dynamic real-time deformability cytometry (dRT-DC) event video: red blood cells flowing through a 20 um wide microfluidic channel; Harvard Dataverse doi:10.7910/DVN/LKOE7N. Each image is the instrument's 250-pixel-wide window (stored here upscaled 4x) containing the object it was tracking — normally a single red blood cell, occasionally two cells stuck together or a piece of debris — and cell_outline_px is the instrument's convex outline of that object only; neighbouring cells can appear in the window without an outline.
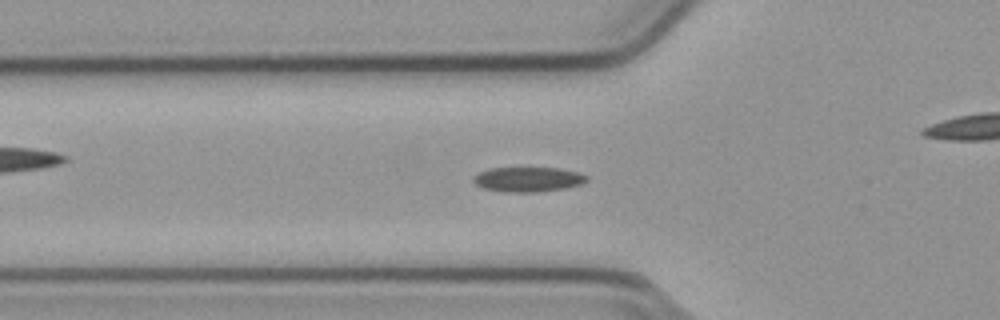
{"species": "common noctule bat (a hibernating species)", "species_latin": "Nyctalus noctula", "temperature_condition": "cold", "stored_images_in_passage": 43, "camera_frame_rate_fps": 3000, "um_per_image_px": 0.085, "animal": {"sex": "male", "body_mass_g": 23.1, "forearm_length_mm": 52.7}, "frame": {"image": 1, "passage_image": 12, "time_ms": 3.667, "image_size_px": [1000, 320], "cell_outline_px": [[588, 180], [580, 184], [564, 188], [536, 192], [504, 192], [484, 188], [476, 184], [472, 180], [480, 172], [492, 168], [556, 168], [576, 172], [588, 176]], "centroid_in_image_um": [44.88, 15.25], "position_along_channel_um": 80.9, "area_um2": 16.07}}
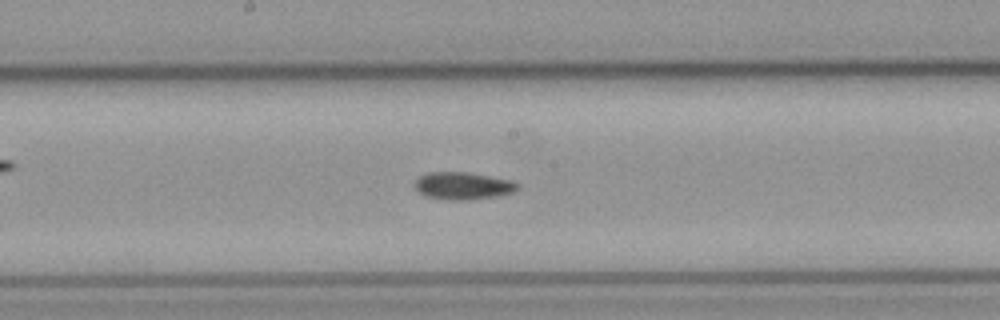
{"frame": {"image": 2, "passage_image": 22, "time_ms": 7.0, "image_size_px": [1000, 320], "cell_outline_px": [[520, 188], [512, 192], [500, 196], [468, 200], [452, 200], [424, 196], [416, 192], [412, 184], [420, 176], [428, 172], [464, 172], [512, 180], [520, 184]], "centroid_in_image_um": [39.33, 15.8], "position_along_channel_um": 208.9, "area_um2": 16.65}}
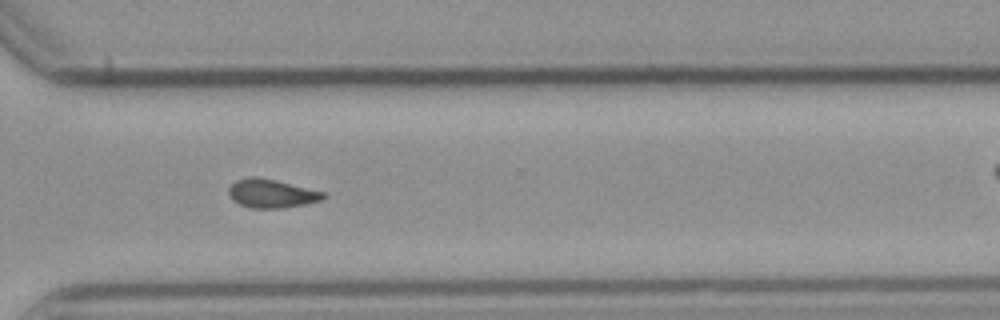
{"frame": {"image": 3, "passage_image": 33, "time_ms": 10.667, "image_size_px": [1000, 320], "cell_outline_px": [[328, 196], [320, 200], [304, 204], [280, 208], [252, 208], [240, 204], [232, 200], [228, 192], [228, 188], [236, 180], [248, 176], [256, 176], [276, 180], [324, 192]], "centroid_in_image_um": [23.05, 16.43], "position_along_channel_um": 347.5, "area_um2": 15.72}}